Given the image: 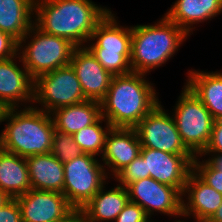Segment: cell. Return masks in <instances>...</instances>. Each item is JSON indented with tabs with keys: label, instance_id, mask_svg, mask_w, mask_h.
<instances>
[{
	"label": "cell",
	"instance_id": "obj_1",
	"mask_svg": "<svg viewBox=\"0 0 222 222\" xmlns=\"http://www.w3.org/2000/svg\"><path fill=\"white\" fill-rule=\"evenodd\" d=\"M110 7L92 0H35L34 25L46 34L85 47Z\"/></svg>",
	"mask_w": 222,
	"mask_h": 222
},
{
	"label": "cell",
	"instance_id": "obj_2",
	"mask_svg": "<svg viewBox=\"0 0 222 222\" xmlns=\"http://www.w3.org/2000/svg\"><path fill=\"white\" fill-rule=\"evenodd\" d=\"M155 85L146 74L131 72L113 76L101 101L102 117L112 127L134 128L161 103Z\"/></svg>",
	"mask_w": 222,
	"mask_h": 222
},
{
	"label": "cell",
	"instance_id": "obj_3",
	"mask_svg": "<svg viewBox=\"0 0 222 222\" xmlns=\"http://www.w3.org/2000/svg\"><path fill=\"white\" fill-rule=\"evenodd\" d=\"M153 23L131 25L132 72L148 77L155 69L165 66L174 55L176 57L180 47L191 37L165 15Z\"/></svg>",
	"mask_w": 222,
	"mask_h": 222
},
{
	"label": "cell",
	"instance_id": "obj_4",
	"mask_svg": "<svg viewBox=\"0 0 222 222\" xmlns=\"http://www.w3.org/2000/svg\"><path fill=\"white\" fill-rule=\"evenodd\" d=\"M1 124L3 150L25 158L51 152L55 127L50 113L33 106L7 108Z\"/></svg>",
	"mask_w": 222,
	"mask_h": 222
},
{
	"label": "cell",
	"instance_id": "obj_5",
	"mask_svg": "<svg viewBox=\"0 0 222 222\" xmlns=\"http://www.w3.org/2000/svg\"><path fill=\"white\" fill-rule=\"evenodd\" d=\"M112 9L97 24L86 47L112 76L132 72L131 25H122Z\"/></svg>",
	"mask_w": 222,
	"mask_h": 222
},
{
	"label": "cell",
	"instance_id": "obj_6",
	"mask_svg": "<svg viewBox=\"0 0 222 222\" xmlns=\"http://www.w3.org/2000/svg\"><path fill=\"white\" fill-rule=\"evenodd\" d=\"M75 48L68 39L46 34L35 25L18 41V54L34 79L70 65Z\"/></svg>",
	"mask_w": 222,
	"mask_h": 222
},
{
	"label": "cell",
	"instance_id": "obj_7",
	"mask_svg": "<svg viewBox=\"0 0 222 222\" xmlns=\"http://www.w3.org/2000/svg\"><path fill=\"white\" fill-rule=\"evenodd\" d=\"M172 107L170 113L182 142L195 157L200 156L210 141L214 118L185 83Z\"/></svg>",
	"mask_w": 222,
	"mask_h": 222
},
{
	"label": "cell",
	"instance_id": "obj_8",
	"mask_svg": "<svg viewBox=\"0 0 222 222\" xmlns=\"http://www.w3.org/2000/svg\"><path fill=\"white\" fill-rule=\"evenodd\" d=\"M63 166V194L75 210L86 205L109 180L100 158L90 154L84 153Z\"/></svg>",
	"mask_w": 222,
	"mask_h": 222
},
{
	"label": "cell",
	"instance_id": "obj_9",
	"mask_svg": "<svg viewBox=\"0 0 222 222\" xmlns=\"http://www.w3.org/2000/svg\"><path fill=\"white\" fill-rule=\"evenodd\" d=\"M85 100L87 99L71 65L44 73L34 79L32 106L37 109L51 113Z\"/></svg>",
	"mask_w": 222,
	"mask_h": 222
},
{
	"label": "cell",
	"instance_id": "obj_10",
	"mask_svg": "<svg viewBox=\"0 0 222 222\" xmlns=\"http://www.w3.org/2000/svg\"><path fill=\"white\" fill-rule=\"evenodd\" d=\"M126 188L129 201L140 205L149 218L160 214L169 217V221L170 218L182 220V194L175 187L148 177L134 181Z\"/></svg>",
	"mask_w": 222,
	"mask_h": 222
},
{
	"label": "cell",
	"instance_id": "obj_11",
	"mask_svg": "<svg viewBox=\"0 0 222 222\" xmlns=\"http://www.w3.org/2000/svg\"><path fill=\"white\" fill-rule=\"evenodd\" d=\"M141 147L171 154H192L181 140L174 118L162 102L135 127Z\"/></svg>",
	"mask_w": 222,
	"mask_h": 222
},
{
	"label": "cell",
	"instance_id": "obj_12",
	"mask_svg": "<svg viewBox=\"0 0 222 222\" xmlns=\"http://www.w3.org/2000/svg\"><path fill=\"white\" fill-rule=\"evenodd\" d=\"M140 155L145 159L146 174L183 193L188 176L193 171V154H171L141 147Z\"/></svg>",
	"mask_w": 222,
	"mask_h": 222
},
{
	"label": "cell",
	"instance_id": "obj_13",
	"mask_svg": "<svg viewBox=\"0 0 222 222\" xmlns=\"http://www.w3.org/2000/svg\"><path fill=\"white\" fill-rule=\"evenodd\" d=\"M34 98V78L17 54L0 60V102L6 108L31 107Z\"/></svg>",
	"mask_w": 222,
	"mask_h": 222
},
{
	"label": "cell",
	"instance_id": "obj_14",
	"mask_svg": "<svg viewBox=\"0 0 222 222\" xmlns=\"http://www.w3.org/2000/svg\"><path fill=\"white\" fill-rule=\"evenodd\" d=\"M16 200L22 222H60L75 210L64 194L56 191L30 189Z\"/></svg>",
	"mask_w": 222,
	"mask_h": 222
},
{
	"label": "cell",
	"instance_id": "obj_15",
	"mask_svg": "<svg viewBox=\"0 0 222 222\" xmlns=\"http://www.w3.org/2000/svg\"><path fill=\"white\" fill-rule=\"evenodd\" d=\"M141 143L135 128L112 127L100 160L109 179H113L139 154Z\"/></svg>",
	"mask_w": 222,
	"mask_h": 222
},
{
	"label": "cell",
	"instance_id": "obj_16",
	"mask_svg": "<svg viewBox=\"0 0 222 222\" xmlns=\"http://www.w3.org/2000/svg\"><path fill=\"white\" fill-rule=\"evenodd\" d=\"M70 65L75 70L85 98L101 102L113 76L102 67L86 46L74 49Z\"/></svg>",
	"mask_w": 222,
	"mask_h": 222
},
{
	"label": "cell",
	"instance_id": "obj_17",
	"mask_svg": "<svg viewBox=\"0 0 222 222\" xmlns=\"http://www.w3.org/2000/svg\"><path fill=\"white\" fill-rule=\"evenodd\" d=\"M221 204L222 194L192 171L182 193V219L209 220Z\"/></svg>",
	"mask_w": 222,
	"mask_h": 222
},
{
	"label": "cell",
	"instance_id": "obj_18",
	"mask_svg": "<svg viewBox=\"0 0 222 222\" xmlns=\"http://www.w3.org/2000/svg\"><path fill=\"white\" fill-rule=\"evenodd\" d=\"M165 12L170 21L190 36L202 26L200 23L207 24L222 15V0H175Z\"/></svg>",
	"mask_w": 222,
	"mask_h": 222
},
{
	"label": "cell",
	"instance_id": "obj_19",
	"mask_svg": "<svg viewBox=\"0 0 222 222\" xmlns=\"http://www.w3.org/2000/svg\"><path fill=\"white\" fill-rule=\"evenodd\" d=\"M110 179L80 210L86 222H114L129 201L126 187L116 184L107 187ZM109 188V189H108Z\"/></svg>",
	"mask_w": 222,
	"mask_h": 222
},
{
	"label": "cell",
	"instance_id": "obj_20",
	"mask_svg": "<svg viewBox=\"0 0 222 222\" xmlns=\"http://www.w3.org/2000/svg\"><path fill=\"white\" fill-rule=\"evenodd\" d=\"M185 84L201 100L214 120L222 119V71H205L191 68Z\"/></svg>",
	"mask_w": 222,
	"mask_h": 222
},
{
	"label": "cell",
	"instance_id": "obj_21",
	"mask_svg": "<svg viewBox=\"0 0 222 222\" xmlns=\"http://www.w3.org/2000/svg\"><path fill=\"white\" fill-rule=\"evenodd\" d=\"M31 188L63 193L64 166L51 152L25 158Z\"/></svg>",
	"mask_w": 222,
	"mask_h": 222
},
{
	"label": "cell",
	"instance_id": "obj_22",
	"mask_svg": "<svg viewBox=\"0 0 222 222\" xmlns=\"http://www.w3.org/2000/svg\"><path fill=\"white\" fill-rule=\"evenodd\" d=\"M50 114L55 130L73 135L82 128L96 123L102 117L101 102L85 100L56 109Z\"/></svg>",
	"mask_w": 222,
	"mask_h": 222
},
{
	"label": "cell",
	"instance_id": "obj_23",
	"mask_svg": "<svg viewBox=\"0 0 222 222\" xmlns=\"http://www.w3.org/2000/svg\"><path fill=\"white\" fill-rule=\"evenodd\" d=\"M0 189L11 198L25 194L31 188L25 157L0 147Z\"/></svg>",
	"mask_w": 222,
	"mask_h": 222
},
{
	"label": "cell",
	"instance_id": "obj_24",
	"mask_svg": "<svg viewBox=\"0 0 222 222\" xmlns=\"http://www.w3.org/2000/svg\"><path fill=\"white\" fill-rule=\"evenodd\" d=\"M35 0H0V30L19 41L34 25Z\"/></svg>",
	"mask_w": 222,
	"mask_h": 222
},
{
	"label": "cell",
	"instance_id": "obj_25",
	"mask_svg": "<svg viewBox=\"0 0 222 222\" xmlns=\"http://www.w3.org/2000/svg\"><path fill=\"white\" fill-rule=\"evenodd\" d=\"M111 128L110 123L104 117H101L96 123L82 128L72 136L83 153L100 158L104 150L106 137Z\"/></svg>",
	"mask_w": 222,
	"mask_h": 222
},
{
	"label": "cell",
	"instance_id": "obj_26",
	"mask_svg": "<svg viewBox=\"0 0 222 222\" xmlns=\"http://www.w3.org/2000/svg\"><path fill=\"white\" fill-rule=\"evenodd\" d=\"M51 153L61 163L73 160L84 154L72 135L59 130H55Z\"/></svg>",
	"mask_w": 222,
	"mask_h": 222
},
{
	"label": "cell",
	"instance_id": "obj_27",
	"mask_svg": "<svg viewBox=\"0 0 222 222\" xmlns=\"http://www.w3.org/2000/svg\"><path fill=\"white\" fill-rule=\"evenodd\" d=\"M193 172L208 186L222 194V171L215 168L206 158L195 157Z\"/></svg>",
	"mask_w": 222,
	"mask_h": 222
},
{
	"label": "cell",
	"instance_id": "obj_28",
	"mask_svg": "<svg viewBox=\"0 0 222 222\" xmlns=\"http://www.w3.org/2000/svg\"><path fill=\"white\" fill-rule=\"evenodd\" d=\"M148 177H150V174H146L145 159L139 154L129 165L122 169L112 181L117 182L123 187H127L134 181Z\"/></svg>",
	"mask_w": 222,
	"mask_h": 222
},
{
	"label": "cell",
	"instance_id": "obj_29",
	"mask_svg": "<svg viewBox=\"0 0 222 222\" xmlns=\"http://www.w3.org/2000/svg\"><path fill=\"white\" fill-rule=\"evenodd\" d=\"M150 219L137 203L128 201L114 222H146Z\"/></svg>",
	"mask_w": 222,
	"mask_h": 222
},
{
	"label": "cell",
	"instance_id": "obj_30",
	"mask_svg": "<svg viewBox=\"0 0 222 222\" xmlns=\"http://www.w3.org/2000/svg\"><path fill=\"white\" fill-rule=\"evenodd\" d=\"M18 54V41L0 30V60H7Z\"/></svg>",
	"mask_w": 222,
	"mask_h": 222
},
{
	"label": "cell",
	"instance_id": "obj_31",
	"mask_svg": "<svg viewBox=\"0 0 222 222\" xmlns=\"http://www.w3.org/2000/svg\"><path fill=\"white\" fill-rule=\"evenodd\" d=\"M0 222H22L21 208L16 198L0 208Z\"/></svg>",
	"mask_w": 222,
	"mask_h": 222
},
{
	"label": "cell",
	"instance_id": "obj_32",
	"mask_svg": "<svg viewBox=\"0 0 222 222\" xmlns=\"http://www.w3.org/2000/svg\"><path fill=\"white\" fill-rule=\"evenodd\" d=\"M203 153H222V119L214 120L211 138Z\"/></svg>",
	"mask_w": 222,
	"mask_h": 222
},
{
	"label": "cell",
	"instance_id": "obj_33",
	"mask_svg": "<svg viewBox=\"0 0 222 222\" xmlns=\"http://www.w3.org/2000/svg\"><path fill=\"white\" fill-rule=\"evenodd\" d=\"M200 157L206 158L215 168L222 171V153H202Z\"/></svg>",
	"mask_w": 222,
	"mask_h": 222
},
{
	"label": "cell",
	"instance_id": "obj_34",
	"mask_svg": "<svg viewBox=\"0 0 222 222\" xmlns=\"http://www.w3.org/2000/svg\"><path fill=\"white\" fill-rule=\"evenodd\" d=\"M60 222H86V220L81 210H74L70 215Z\"/></svg>",
	"mask_w": 222,
	"mask_h": 222
},
{
	"label": "cell",
	"instance_id": "obj_35",
	"mask_svg": "<svg viewBox=\"0 0 222 222\" xmlns=\"http://www.w3.org/2000/svg\"><path fill=\"white\" fill-rule=\"evenodd\" d=\"M210 222H222V204L219 206L217 211L209 219Z\"/></svg>",
	"mask_w": 222,
	"mask_h": 222
},
{
	"label": "cell",
	"instance_id": "obj_36",
	"mask_svg": "<svg viewBox=\"0 0 222 222\" xmlns=\"http://www.w3.org/2000/svg\"><path fill=\"white\" fill-rule=\"evenodd\" d=\"M12 198L7 194L5 193L4 191H2L0 189V208L2 206H4L8 201H10Z\"/></svg>",
	"mask_w": 222,
	"mask_h": 222
},
{
	"label": "cell",
	"instance_id": "obj_37",
	"mask_svg": "<svg viewBox=\"0 0 222 222\" xmlns=\"http://www.w3.org/2000/svg\"><path fill=\"white\" fill-rule=\"evenodd\" d=\"M146 222H158V220H156V219L154 220V217H153V219L150 218V219H148ZM159 222H160V221H159Z\"/></svg>",
	"mask_w": 222,
	"mask_h": 222
},
{
	"label": "cell",
	"instance_id": "obj_38",
	"mask_svg": "<svg viewBox=\"0 0 222 222\" xmlns=\"http://www.w3.org/2000/svg\"><path fill=\"white\" fill-rule=\"evenodd\" d=\"M190 222H210L209 220H195V221H190Z\"/></svg>",
	"mask_w": 222,
	"mask_h": 222
},
{
	"label": "cell",
	"instance_id": "obj_39",
	"mask_svg": "<svg viewBox=\"0 0 222 222\" xmlns=\"http://www.w3.org/2000/svg\"><path fill=\"white\" fill-rule=\"evenodd\" d=\"M172 222H188V221H185V220H180V221H172Z\"/></svg>",
	"mask_w": 222,
	"mask_h": 222
}]
</instances>
